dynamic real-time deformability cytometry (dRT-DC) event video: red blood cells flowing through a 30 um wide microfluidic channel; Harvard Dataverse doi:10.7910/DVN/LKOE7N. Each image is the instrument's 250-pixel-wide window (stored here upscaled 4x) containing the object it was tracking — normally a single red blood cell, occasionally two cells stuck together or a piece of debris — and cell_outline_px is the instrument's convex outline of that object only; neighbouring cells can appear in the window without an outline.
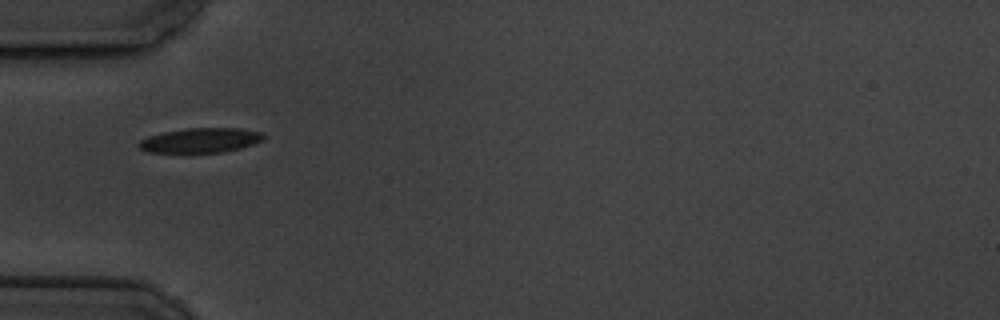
{"species": "common noctule bat (a hibernating species)", "species_latin": "Nyctalus noctula", "temperature_condition": "cold", "stored_images_in_passage": 7, "camera_frame_rate_fps": 3000, "um_per_image_px": 0.085, "animal": {"sex": "male", "body_mass_g": 19.5, "forearm_length_mm": 54.6}, "frame": {"image": 1, "passage_image": 1, "time_ms": 0.0, "image_size_px": [1000, 320], "cell_outline_px": [[264, 140], [240, 148], [220, 152], [148, 152], [140, 148], [136, 144], [140, 140], [148, 136], [164, 132], [188, 128], [240, 128], [264, 132]], "centroid_in_image_um": [17.06, 11.91], "position_along_channel_um": 67.9, "area_um2": 17.86}}
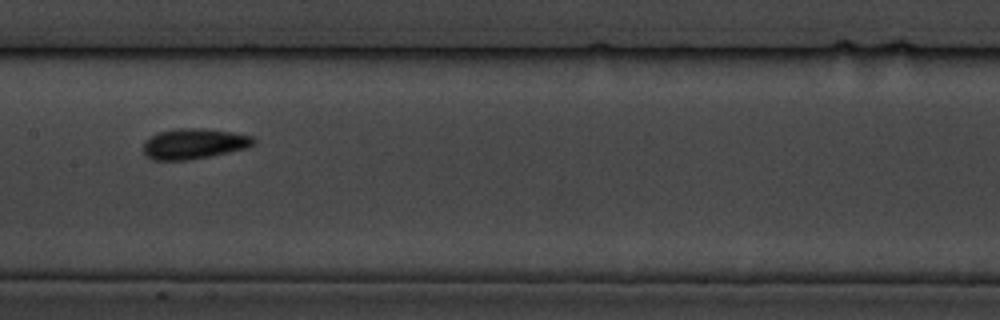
{"frame": {"image": 2, "passage_image": 4, "time_ms": 3.667, "image_size_px": [1000, 320], "cell_outline_px": [[256, 144], [248, 148], [212, 156], [188, 160], [152, 160], [144, 156], [144, 140], [160, 132], [176, 128], [204, 128], [232, 132], [252, 136], [256, 140]], "centroid_in_image_um": [16.51, 12.22], "position_along_channel_um": 190.9, "area_um2": 19.83}}
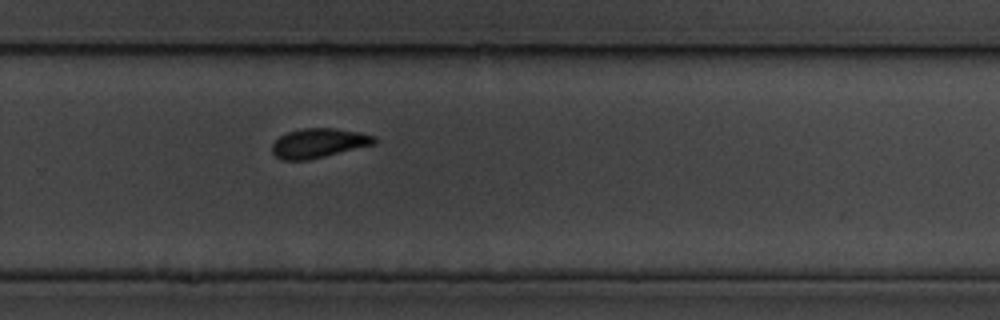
{"frame": {"image": 3, "passage_image": 7, "time_ms": 7.0, "image_size_px": [1000, 320], "cell_outline_px": [[376, 144], [308, 160], [280, 160], [272, 152], [272, 144], [280, 136], [288, 132], [300, 128], [336, 128], [360, 132], [376, 136]], "centroid_in_image_um": [27.1, 12.16], "position_along_channel_um": 302.7, "area_um2": 17.63}}